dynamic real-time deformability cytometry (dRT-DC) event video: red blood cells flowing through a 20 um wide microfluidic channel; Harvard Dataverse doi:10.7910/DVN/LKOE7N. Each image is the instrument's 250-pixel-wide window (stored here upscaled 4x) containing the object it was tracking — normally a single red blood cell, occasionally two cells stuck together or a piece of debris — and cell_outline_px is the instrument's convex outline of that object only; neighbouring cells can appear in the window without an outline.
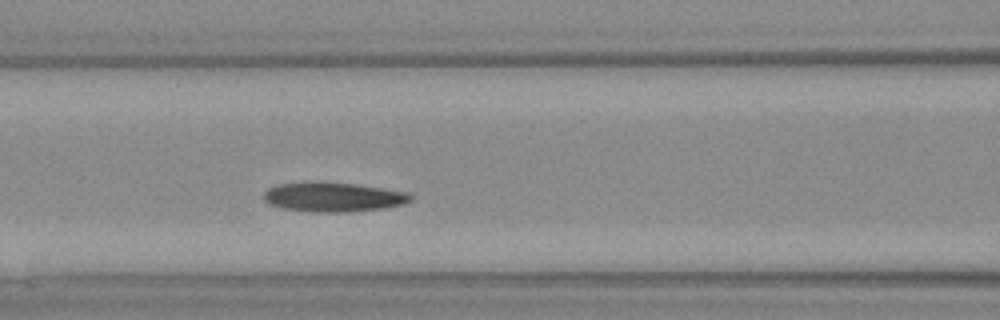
{"species": "Egyptian fruit bat (a non-hibernating species)", "species_latin": "Rousettus aegyptiacus", "temperature_condition": "warm", "stored_images_in_passage": 30, "camera_frame_rate_fps": 3000, "um_per_image_px": 0.085, "animal": {"sex": "female"}, "frame": {"image": 1, "passage_image": 9, "time_ms": 2.667, "image_size_px": [1000, 320], "cell_outline_px": [[412, 200], [404, 204], [380, 208], [344, 212], [312, 212], [284, 208], [268, 204], [264, 200], [264, 192], [268, 188], [280, 184], [304, 180], [328, 180], [356, 184], [404, 192], [412, 196]], "centroid_in_image_um": [28.24, 16.71], "position_along_channel_um": 138.4, "area_um2": 25.55}}